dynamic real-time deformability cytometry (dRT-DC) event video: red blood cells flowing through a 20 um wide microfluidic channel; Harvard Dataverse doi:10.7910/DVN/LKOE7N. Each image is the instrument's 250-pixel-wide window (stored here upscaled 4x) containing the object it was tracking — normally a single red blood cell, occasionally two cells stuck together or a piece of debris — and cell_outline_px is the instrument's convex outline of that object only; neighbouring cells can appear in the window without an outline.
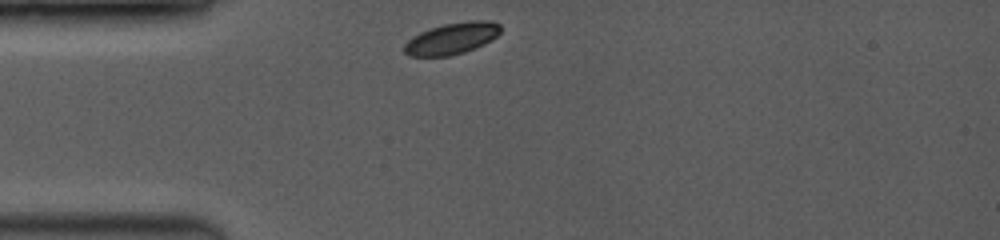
{"species": "common noctule bat (a hibernating species)", "species_latin": "Nyctalus noctula", "temperature_condition": "room temperature", "stored_images_in_passage": 7, "camera_frame_rate_fps": 3500, "um_per_image_px": 0.085, "animal": {"sex": "female", "body_mass_g": 19.0, "forearm_length_mm": 53.3}, "frame": {"image": 1, "passage_image": 1, "time_ms": 0.0, "image_size_px": [1000, 240], "cell_outline_px": [[500, 32], [496, 36], [464, 52], [448, 56], [408, 56], [404, 52], [404, 44], [412, 36], [420, 32], [444, 24], [472, 20], [492, 20], [500, 24]], "centroid_in_image_um": [38.37, 3.26], "position_along_channel_um": 46.6, "area_um2": 17.4}}
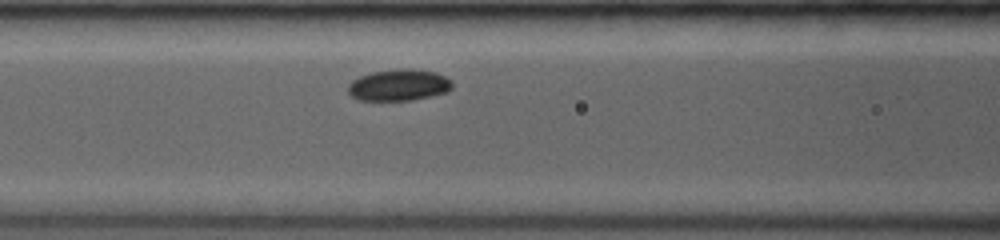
{"frame": {"image": 2, "passage_image": 5, "time_ms": 2.571, "image_size_px": [1000, 240], "cell_outline_px": [[452, 88], [448, 92], [432, 96], [412, 100], [360, 100], [352, 96], [348, 92], [348, 84], [352, 80], [360, 76], [372, 72], [396, 68], [408, 68], [436, 72], [452, 80]], "centroid_in_image_um": [33.92, 7.22], "position_along_channel_um": 132.7, "area_um2": 19.31}}
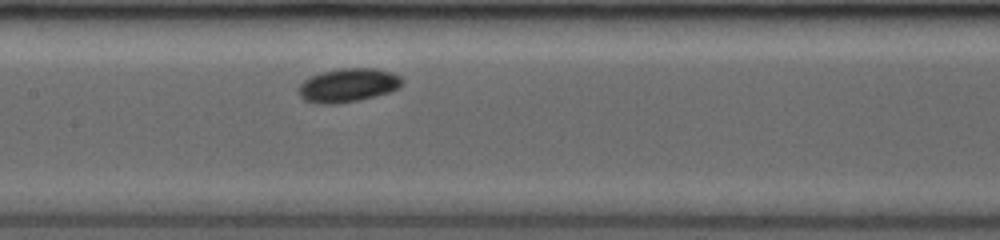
{"frame": {"image": 3, "passage_image": 7, "time_ms": 3.714, "image_size_px": [1000, 240], "cell_outline_px": [[404, 80], [396, 88], [388, 92], [376, 96], [336, 104], [316, 104], [304, 100], [300, 96], [296, 88], [304, 80], [320, 72], [344, 68], [376, 68], [392, 72], [400, 76]], "centroid_in_image_um": [29.54, 7.24], "position_along_channel_um": 177.9, "area_um2": 20.35}}